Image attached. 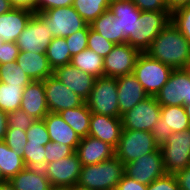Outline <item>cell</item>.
<instances>
[{"mask_svg": "<svg viewBox=\"0 0 190 190\" xmlns=\"http://www.w3.org/2000/svg\"><path fill=\"white\" fill-rule=\"evenodd\" d=\"M173 69H182L190 61V42L172 24H168L145 52Z\"/></svg>", "mask_w": 190, "mask_h": 190, "instance_id": "cell-1", "label": "cell"}, {"mask_svg": "<svg viewBox=\"0 0 190 190\" xmlns=\"http://www.w3.org/2000/svg\"><path fill=\"white\" fill-rule=\"evenodd\" d=\"M124 176V164L114 156L101 163L82 167L78 185L89 190H116Z\"/></svg>", "mask_w": 190, "mask_h": 190, "instance_id": "cell-2", "label": "cell"}, {"mask_svg": "<svg viewBox=\"0 0 190 190\" xmlns=\"http://www.w3.org/2000/svg\"><path fill=\"white\" fill-rule=\"evenodd\" d=\"M173 68L141 53L136 61L133 74L149 96H156L169 80Z\"/></svg>", "mask_w": 190, "mask_h": 190, "instance_id": "cell-3", "label": "cell"}, {"mask_svg": "<svg viewBox=\"0 0 190 190\" xmlns=\"http://www.w3.org/2000/svg\"><path fill=\"white\" fill-rule=\"evenodd\" d=\"M85 102L91 113L120 118L116 78H96Z\"/></svg>", "mask_w": 190, "mask_h": 190, "instance_id": "cell-4", "label": "cell"}, {"mask_svg": "<svg viewBox=\"0 0 190 190\" xmlns=\"http://www.w3.org/2000/svg\"><path fill=\"white\" fill-rule=\"evenodd\" d=\"M35 14L45 22L54 38L68 37L87 25L72 5L35 12Z\"/></svg>", "mask_w": 190, "mask_h": 190, "instance_id": "cell-5", "label": "cell"}, {"mask_svg": "<svg viewBox=\"0 0 190 190\" xmlns=\"http://www.w3.org/2000/svg\"><path fill=\"white\" fill-rule=\"evenodd\" d=\"M167 174H175L190 165V128L173 132L160 147Z\"/></svg>", "mask_w": 190, "mask_h": 190, "instance_id": "cell-6", "label": "cell"}, {"mask_svg": "<svg viewBox=\"0 0 190 190\" xmlns=\"http://www.w3.org/2000/svg\"><path fill=\"white\" fill-rule=\"evenodd\" d=\"M158 147L150 131L123 129L115 156L125 165L142 155L154 152Z\"/></svg>", "mask_w": 190, "mask_h": 190, "instance_id": "cell-7", "label": "cell"}, {"mask_svg": "<svg viewBox=\"0 0 190 190\" xmlns=\"http://www.w3.org/2000/svg\"><path fill=\"white\" fill-rule=\"evenodd\" d=\"M124 174L145 185L166 175L160 148L125 164Z\"/></svg>", "mask_w": 190, "mask_h": 190, "instance_id": "cell-8", "label": "cell"}, {"mask_svg": "<svg viewBox=\"0 0 190 190\" xmlns=\"http://www.w3.org/2000/svg\"><path fill=\"white\" fill-rule=\"evenodd\" d=\"M161 106L155 96H149L121 116L123 129L152 131L160 119Z\"/></svg>", "mask_w": 190, "mask_h": 190, "instance_id": "cell-9", "label": "cell"}, {"mask_svg": "<svg viewBox=\"0 0 190 190\" xmlns=\"http://www.w3.org/2000/svg\"><path fill=\"white\" fill-rule=\"evenodd\" d=\"M171 23V11H141L136 28V49L145 53L161 30Z\"/></svg>", "mask_w": 190, "mask_h": 190, "instance_id": "cell-10", "label": "cell"}, {"mask_svg": "<svg viewBox=\"0 0 190 190\" xmlns=\"http://www.w3.org/2000/svg\"><path fill=\"white\" fill-rule=\"evenodd\" d=\"M109 8L119 26V44L136 48V28L141 11L131 0H111Z\"/></svg>", "mask_w": 190, "mask_h": 190, "instance_id": "cell-11", "label": "cell"}, {"mask_svg": "<svg viewBox=\"0 0 190 190\" xmlns=\"http://www.w3.org/2000/svg\"><path fill=\"white\" fill-rule=\"evenodd\" d=\"M189 128L190 122L184 106H161L160 119L154 125L151 133L154 141L160 147L173 132Z\"/></svg>", "mask_w": 190, "mask_h": 190, "instance_id": "cell-12", "label": "cell"}, {"mask_svg": "<svg viewBox=\"0 0 190 190\" xmlns=\"http://www.w3.org/2000/svg\"><path fill=\"white\" fill-rule=\"evenodd\" d=\"M53 38L45 22L34 14L19 35L16 44L19 51L45 54Z\"/></svg>", "mask_w": 190, "mask_h": 190, "instance_id": "cell-13", "label": "cell"}, {"mask_svg": "<svg viewBox=\"0 0 190 190\" xmlns=\"http://www.w3.org/2000/svg\"><path fill=\"white\" fill-rule=\"evenodd\" d=\"M141 52L128 43L115 44L104 58V77L117 78L133 73Z\"/></svg>", "mask_w": 190, "mask_h": 190, "instance_id": "cell-14", "label": "cell"}, {"mask_svg": "<svg viewBox=\"0 0 190 190\" xmlns=\"http://www.w3.org/2000/svg\"><path fill=\"white\" fill-rule=\"evenodd\" d=\"M155 98L160 106H184L190 103V80L184 71L174 69Z\"/></svg>", "mask_w": 190, "mask_h": 190, "instance_id": "cell-15", "label": "cell"}, {"mask_svg": "<svg viewBox=\"0 0 190 190\" xmlns=\"http://www.w3.org/2000/svg\"><path fill=\"white\" fill-rule=\"evenodd\" d=\"M82 162L75 152L69 157L45 165L43 170L51 186H73L79 181Z\"/></svg>", "mask_w": 190, "mask_h": 190, "instance_id": "cell-16", "label": "cell"}, {"mask_svg": "<svg viewBox=\"0 0 190 190\" xmlns=\"http://www.w3.org/2000/svg\"><path fill=\"white\" fill-rule=\"evenodd\" d=\"M49 112L59 113L65 109L81 106L85 101L54 76L43 80Z\"/></svg>", "mask_w": 190, "mask_h": 190, "instance_id": "cell-17", "label": "cell"}, {"mask_svg": "<svg viewBox=\"0 0 190 190\" xmlns=\"http://www.w3.org/2000/svg\"><path fill=\"white\" fill-rule=\"evenodd\" d=\"M53 76L84 101L88 99L96 79L90 74L75 68L72 64L56 68L53 71Z\"/></svg>", "mask_w": 190, "mask_h": 190, "instance_id": "cell-18", "label": "cell"}, {"mask_svg": "<svg viewBox=\"0 0 190 190\" xmlns=\"http://www.w3.org/2000/svg\"><path fill=\"white\" fill-rule=\"evenodd\" d=\"M122 130L121 118L92 113L89 136L104 141L116 149Z\"/></svg>", "mask_w": 190, "mask_h": 190, "instance_id": "cell-19", "label": "cell"}, {"mask_svg": "<svg viewBox=\"0 0 190 190\" xmlns=\"http://www.w3.org/2000/svg\"><path fill=\"white\" fill-rule=\"evenodd\" d=\"M34 14L33 9L13 7L0 15V39L4 42H16Z\"/></svg>", "mask_w": 190, "mask_h": 190, "instance_id": "cell-20", "label": "cell"}, {"mask_svg": "<svg viewBox=\"0 0 190 190\" xmlns=\"http://www.w3.org/2000/svg\"><path fill=\"white\" fill-rule=\"evenodd\" d=\"M116 82L121 118L124 113L128 112L139 102L144 101L149 95L133 73L117 77Z\"/></svg>", "mask_w": 190, "mask_h": 190, "instance_id": "cell-21", "label": "cell"}, {"mask_svg": "<svg viewBox=\"0 0 190 190\" xmlns=\"http://www.w3.org/2000/svg\"><path fill=\"white\" fill-rule=\"evenodd\" d=\"M75 152L83 166L101 163L115 156L111 145L89 135L81 138Z\"/></svg>", "mask_w": 190, "mask_h": 190, "instance_id": "cell-22", "label": "cell"}, {"mask_svg": "<svg viewBox=\"0 0 190 190\" xmlns=\"http://www.w3.org/2000/svg\"><path fill=\"white\" fill-rule=\"evenodd\" d=\"M20 109L35 120H43L49 113L43 81H32L27 85L23 90Z\"/></svg>", "mask_w": 190, "mask_h": 190, "instance_id": "cell-23", "label": "cell"}, {"mask_svg": "<svg viewBox=\"0 0 190 190\" xmlns=\"http://www.w3.org/2000/svg\"><path fill=\"white\" fill-rule=\"evenodd\" d=\"M19 67L32 81H43L53 76L46 54L20 51L16 60Z\"/></svg>", "mask_w": 190, "mask_h": 190, "instance_id": "cell-24", "label": "cell"}, {"mask_svg": "<svg viewBox=\"0 0 190 190\" xmlns=\"http://www.w3.org/2000/svg\"><path fill=\"white\" fill-rule=\"evenodd\" d=\"M43 120L51 142L71 146L76 151L81 138L71 126L63 120L59 113L49 112Z\"/></svg>", "mask_w": 190, "mask_h": 190, "instance_id": "cell-25", "label": "cell"}, {"mask_svg": "<svg viewBox=\"0 0 190 190\" xmlns=\"http://www.w3.org/2000/svg\"><path fill=\"white\" fill-rule=\"evenodd\" d=\"M9 182L15 190H50L51 183L44 171L25 167Z\"/></svg>", "mask_w": 190, "mask_h": 190, "instance_id": "cell-26", "label": "cell"}, {"mask_svg": "<svg viewBox=\"0 0 190 190\" xmlns=\"http://www.w3.org/2000/svg\"><path fill=\"white\" fill-rule=\"evenodd\" d=\"M59 114L80 138L88 136L92 113L86 102L79 107L62 110Z\"/></svg>", "mask_w": 190, "mask_h": 190, "instance_id": "cell-27", "label": "cell"}, {"mask_svg": "<svg viewBox=\"0 0 190 190\" xmlns=\"http://www.w3.org/2000/svg\"><path fill=\"white\" fill-rule=\"evenodd\" d=\"M71 64L95 78L104 76V59L88 48L74 55Z\"/></svg>", "mask_w": 190, "mask_h": 190, "instance_id": "cell-28", "label": "cell"}, {"mask_svg": "<svg viewBox=\"0 0 190 190\" xmlns=\"http://www.w3.org/2000/svg\"><path fill=\"white\" fill-rule=\"evenodd\" d=\"M22 155L13 151L4 141L0 142V168L2 177L10 180L25 168Z\"/></svg>", "mask_w": 190, "mask_h": 190, "instance_id": "cell-29", "label": "cell"}, {"mask_svg": "<svg viewBox=\"0 0 190 190\" xmlns=\"http://www.w3.org/2000/svg\"><path fill=\"white\" fill-rule=\"evenodd\" d=\"M90 27L108 41L119 44V26L118 22H115L114 13L110 8L95 19Z\"/></svg>", "mask_w": 190, "mask_h": 190, "instance_id": "cell-30", "label": "cell"}, {"mask_svg": "<svg viewBox=\"0 0 190 190\" xmlns=\"http://www.w3.org/2000/svg\"><path fill=\"white\" fill-rule=\"evenodd\" d=\"M46 57L53 70L71 64L72 56L65 38H53L46 49Z\"/></svg>", "mask_w": 190, "mask_h": 190, "instance_id": "cell-31", "label": "cell"}, {"mask_svg": "<svg viewBox=\"0 0 190 190\" xmlns=\"http://www.w3.org/2000/svg\"><path fill=\"white\" fill-rule=\"evenodd\" d=\"M109 5V0H74L72 6L84 21L90 25L106 9H109Z\"/></svg>", "mask_w": 190, "mask_h": 190, "instance_id": "cell-32", "label": "cell"}, {"mask_svg": "<svg viewBox=\"0 0 190 190\" xmlns=\"http://www.w3.org/2000/svg\"><path fill=\"white\" fill-rule=\"evenodd\" d=\"M24 89L23 86L0 82V109L7 113L20 109Z\"/></svg>", "mask_w": 190, "mask_h": 190, "instance_id": "cell-33", "label": "cell"}, {"mask_svg": "<svg viewBox=\"0 0 190 190\" xmlns=\"http://www.w3.org/2000/svg\"><path fill=\"white\" fill-rule=\"evenodd\" d=\"M0 82L6 83V85H19L26 88L32 80L15 61L0 64Z\"/></svg>", "mask_w": 190, "mask_h": 190, "instance_id": "cell-34", "label": "cell"}, {"mask_svg": "<svg viewBox=\"0 0 190 190\" xmlns=\"http://www.w3.org/2000/svg\"><path fill=\"white\" fill-rule=\"evenodd\" d=\"M45 146L42 144H27L23 149V161L27 168L44 170L46 165Z\"/></svg>", "mask_w": 190, "mask_h": 190, "instance_id": "cell-35", "label": "cell"}, {"mask_svg": "<svg viewBox=\"0 0 190 190\" xmlns=\"http://www.w3.org/2000/svg\"><path fill=\"white\" fill-rule=\"evenodd\" d=\"M114 46V43L102 37L89 25V36L87 43L88 49L93 50L96 54H98L104 59L111 52Z\"/></svg>", "mask_w": 190, "mask_h": 190, "instance_id": "cell-36", "label": "cell"}, {"mask_svg": "<svg viewBox=\"0 0 190 190\" xmlns=\"http://www.w3.org/2000/svg\"><path fill=\"white\" fill-rule=\"evenodd\" d=\"M171 23L190 42V7L181 6L171 12Z\"/></svg>", "mask_w": 190, "mask_h": 190, "instance_id": "cell-37", "label": "cell"}, {"mask_svg": "<svg viewBox=\"0 0 190 190\" xmlns=\"http://www.w3.org/2000/svg\"><path fill=\"white\" fill-rule=\"evenodd\" d=\"M88 36L89 25L87 24L83 29L78 30L68 37H65L67 45L69 47L70 55L72 57L87 49Z\"/></svg>", "mask_w": 190, "mask_h": 190, "instance_id": "cell-38", "label": "cell"}, {"mask_svg": "<svg viewBox=\"0 0 190 190\" xmlns=\"http://www.w3.org/2000/svg\"><path fill=\"white\" fill-rule=\"evenodd\" d=\"M26 136L29 144H42L45 146L50 142L49 133L44 120H35L26 130Z\"/></svg>", "mask_w": 190, "mask_h": 190, "instance_id": "cell-39", "label": "cell"}, {"mask_svg": "<svg viewBox=\"0 0 190 190\" xmlns=\"http://www.w3.org/2000/svg\"><path fill=\"white\" fill-rule=\"evenodd\" d=\"M44 150L46 164L52 163L53 161H58L62 158L69 157L75 153V150L71 146L51 141L45 145Z\"/></svg>", "mask_w": 190, "mask_h": 190, "instance_id": "cell-40", "label": "cell"}, {"mask_svg": "<svg viewBox=\"0 0 190 190\" xmlns=\"http://www.w3.org/2000/svg\"><path fill=\"white\" fill-rule=\"evenodd\" d=\"M4 142L16 153L22 155L24 146L27 144L26 131L8 127Z\"/></svg>", "mask_w": 190, "mask_h": 190, "instance_id": "cell-41", "label": "cell"}, {"mask_svg": "<svg viewBox=\"0 0 190 190\" xmlns=\"http://www.w3.org/2000/svg\"><path fill=\"white\" fill-rule=\"evenodd\" d=\"M8 127L18 128L26 131L35 122V119L29 116L24 110L17 109L8 113Z\"/></svg>", "mask_w": 190, "mask_h": 190, "instance_id": "cell-42", "label": "cell"}, {"mask_svg": "<svg viewBox=\"0 0 190 190\" xmlns=\"http://www.w3.org/2000/svg\"><path fill=\"white\" fill-rule=\"evenodd\" d=\"M147 190H180L174 174H166L159 179H155L148 185Z\"/></svg>", "mask_w": 190, "mask_h": 190, "instance_id": "cell-43", "label": "cell"}, {"mask_svg": "<svg viewBox=\"0 0 190 190\" xmlns=\"http://www.w3.org/2000/svg\"><path fill=\"white\" fill-rule=\"evenodd\" d=\"M140 11H170L166 0H131Z\"/></svg>", "mask_w": 190, "mask_h": 190, "instance_id": "cell-44", "label": "cell"}, {"mask_svg": "<svg viewBox=\"0 0 190 190\" xmlns=\"http://www.w3.org/2000/svg\"><path fill=\"white\" fill-rule=\"evenodd\" d=\"M19 52L16 42H4L0 47V64L15 62Z\"/></svg>", "mask_w": 190, "mask_h": 190, "instance_id": "cell-45", "label": "cell"}, {"mask_svg": "<svg viewBox=\"0 0 190 190\" xmlns=\"http://www.w3.org/2000/svg\"><path fill=\"white\" fill-rule=\"evenodd\" d=\"M74 0H35L33 10L43 12L48 9L71 6Z\"/></svg>", "mask_w": 190, "mask_h": 190, "instance_id": "cell-46", "label": "cell"}, {"mask_svg": "<svg viewBox=\"0 0 190 190\" xmlns=\"http://www.w3.org/2000/svg\"><path fill=\"white\" fill-rule=\"evenodd\" d=\"M147 189L148 185L142 184L137 180L126 176L125 174L121 178L116 188V190H147Z\"/></svg>", "mask_w": 190, "mask_h": 190, "instance_id": "cell-47", "label": "cell"}, {"mask_svg": "<svg viewBox=\"0 0 190 190\" xmlns=\"http://www.w3.org/2000/svg\"><path fill=\"white\" fill-rule=\"evenodd\" d=\"M174 175L180 190H190V165L185 169L177 171Z\"/></svg>", "mask_w": 190, "mask_h": 190, "instance_id": "cell-48", "label": "cell"}, {"mask_svg": "<svg viewBox=\"0 0 190 190\" xmlns=\"http://www.w3.org/2000/svg\"><path fill=\"white\" fill-rule=\"evenodd\" d=\"M8 113L0 109V142L4 141L8 129Z\"/></svg>", "mask_w": 190, "mask_h": 190, "instance_id": "cell-49", "label": "cell"}, {"mask_svg": "<svg viewBox=\"0 0 190 190\" xmlns=\"http://www.w3.org/2000/svg\"><path fill=\"white\" fill-rule=\"evenodd\" d=\"M14 7H23L33 9L35 0H10Z\"/></svg>", "mask_w": 190, "mask_h": 190, "instance_id": "cell-50", "label": "cell"}, {"mask_svg": "<svg viewBox=\"0 0 190 190\" xmlns=\"http://www.w3.org/2000/svg\"><path fill=\"white\" fill-rule=\"evenodd\" d=\"M189 0H166L169 10L172 12L173 10L187 5Z\"/></svg>", "mask_w": 190, "mask_h": 190, "instance_id": "cell-51", "label": "cell"}, {"mask_svg": "<svg viewBox=\"0 0 190 190\" xmlns=\"http://www.w3.org/2000/svg\"><path fill=\"white\" fill-rule=\"evenodd\" d=\"M13 7L10 0H0V15L9 12Z\"/></svg>", "mask_w": 190, "mask_h": 190, "instance_id": "cell-52", "label": "cell"}, {"mask_svg": "<svg viewBox=\"0 0 190 190\" xmlns=\"http://www.w3.org/2000/svg\"><path fill=\"white\" fill-rule=\"evenodd\" d=\"M0 190H15L13 185L8 181L0 182Z\"/></svg>", "mask_w": 190, "mask_h": 190, "instance_id": "cell-53", "label": "cell"}, {"mask_svg": "<svg viewBox=\"0 0 190 190\" xmlns=\"http://www.w3.org/2000/svg\"><path fill=\"white\" fill-rule=\"evenodd\" d=\"M187 78L190 80V61L182 68Z\"/></svg>", "mask_w": 190, "mask_h": 190, "instance_id": "cell-54", "label": "cell"}, {"mask_svg": "<svg viewBox=\"0 0 190 190\" xmlns=\"http://www.w3.org/2000/svg\"><path fill=\"white\" fill-rule=\"evenodd\" d=\"M50 190H70L69 186H52Z\"/></svg>", "mask_w": 190, "mask_h": 190, "instance_id": "cell-55", "label": "cell"}, {"mask_svg": "<svg viewBox=\"0 0 190 190\" xmlns=\"http://www.w3.org/2000/svg\"><path fill=\"white\" fill-rule=\"evenodd\" d=\"M70 190H89V189L76 184V185L70 186Z\"/></svg>", "mask_w": 190, "mask_h": 190, "instance_id": "cell-56", "label": "cell"}, {"mask_svg": "<svg viewBox=\"0 0 190 190\" xmlns=\"http://www.w3.org/2000/svg\"><path fill=\"white\" fill-rule=\"evenodd\" d=\"M184 107H185L186 115L189 118V122H190V103L184 104Z\"/></svg>", "mask_w": 190, "mask_h": 190, "instance_id": "cell-57", "label": "cell"}, {"mask_svg": "<svg viewBox=\"0 0 190 190\" xmlns=\"http://www.w3.org/2000/svg\"><path fill=\"white\" fill-rule=\"evenodd\" d=\"M3 181H6V180L2 177L1 168H0V182H3Z\"/></svg>", "mask_w": 190, "mask_h": 190, "instance_id": "cell-58", "label": "cell"}, {"mask_svg": "<svg viewBox=\"0 0 190 190\" xmlns=\"http://www.w3.org/2000/svg\"><path fill=\"white\" fill-rule=\"evenodd\" d=\"M3 43H4V41L2 39H0V47H2Z\"/></svg>", "mask_w": 190, "mask_h": 190, "instance_id": "cell-59", "label": "cell"}, {"mask_svg": "<svg viewBox=\"0 0 190 190\" xmlns=\"http://www.w3.org/2000/svg\"><path fill=\"white\" fill-rule=\"evenodd\" d=\"M187 6L190 7V0L188 1Z\"/></svg>", "mask_w": 190, "mask_h": 190, "instance_id": "cell-60", "label": "cell"}]
</instances>
